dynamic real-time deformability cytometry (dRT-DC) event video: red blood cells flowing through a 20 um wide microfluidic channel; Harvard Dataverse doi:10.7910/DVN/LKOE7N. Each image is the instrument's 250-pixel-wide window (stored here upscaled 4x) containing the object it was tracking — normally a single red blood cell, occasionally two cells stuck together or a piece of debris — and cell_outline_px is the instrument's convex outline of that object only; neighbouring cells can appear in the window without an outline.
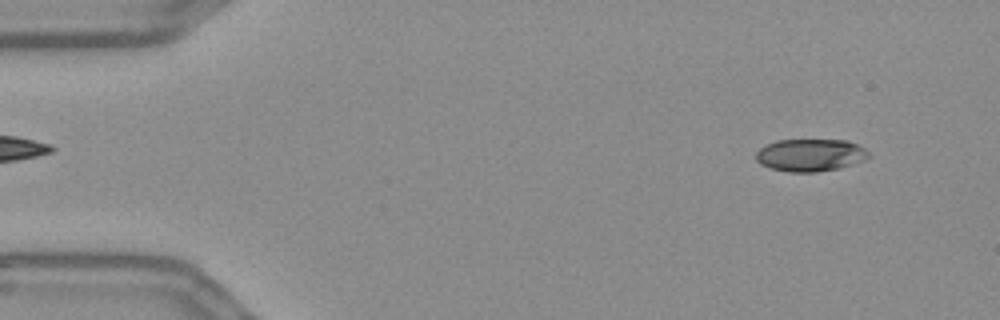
{"species": "Egyptian fruit bat (a non-hibernating species)", "species_latin": "Rousettus aegyptiacus", "temperature_condition": "warm", "stored_images_in_passage": 53, "camera_frame_rate_fps": 3000, "um_per_image_px": 0.085, "frame": {"image": 1, "passage_image": 3, "time_ms": 0.667, "image_size_px": [1000, 320], "cell_outline_px": [[872, 156], [868, 160], [840, 168], [816, 172], [788, 172], [768, 168], [760, 164], [756, 160], [756, 152], [760, 148], [776, 140], [848, 140], [864, 148]], "centroid_in_image_um": [68.91, 13.19], "position_along_channel_um": 16.1, "area_um2": 21.62}}
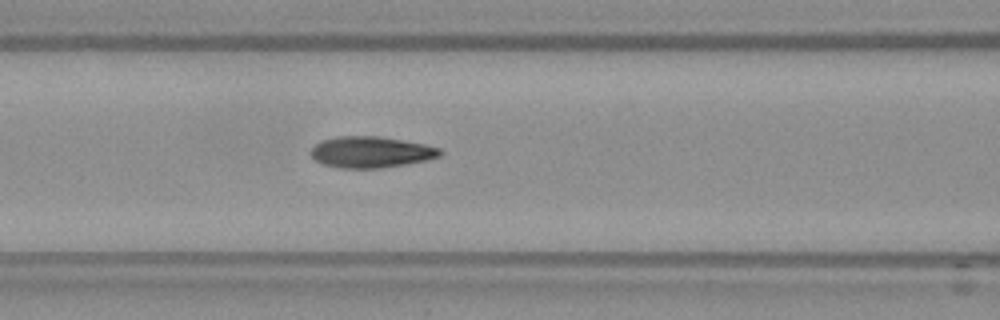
{"frame": {"image": 2, "passage_image": 21, "time_ms": 6.667, "image_size_px": [1000, 320], "cell_outline_px": [[444, 152], [440, 156], [424, 160], [404, 164], [380, 168], [340, 168], [324, 164], [316, 160], [312, 156], [312, 148], [320, 140], [336, 136], [380, 136], [404, 140], [424, 144], [440, 148]], "centroid_in_image_um": [31.54, 12.91], "position_along_channel_um": 135.1, "area_um2": 23.41}}
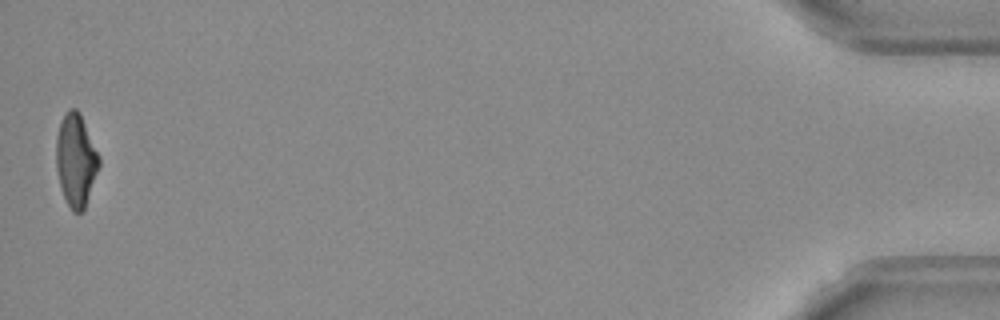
{"frame": {"image": 3, "passage_image": 53, "time_ms": 17.333, "image_size_px": [1000, 320], "cell_outline_px": [[100, 164], [84, 212], [72, 212], [60, 188], [56, 168], [56, 136], [60, 120], [68, 108], [76, 108], [80, 112], [100, 156]], "centroid_in_image_um": [6.45, 13.6], "position_along_channel_um": 428.8, "area_um2": 23.52}, "authors_computed_cell_mechanics": {"area_um2": 23.2934, "velocity_mm_per_s": 3.6524, "shape_relaxation_time_tau1_ms": 4.8743, "shape_relaxation_time_tau2_ms": 1.232, "deformation_change_tau1": 0.1816, "deformation_change_tau2": 0.0822}}